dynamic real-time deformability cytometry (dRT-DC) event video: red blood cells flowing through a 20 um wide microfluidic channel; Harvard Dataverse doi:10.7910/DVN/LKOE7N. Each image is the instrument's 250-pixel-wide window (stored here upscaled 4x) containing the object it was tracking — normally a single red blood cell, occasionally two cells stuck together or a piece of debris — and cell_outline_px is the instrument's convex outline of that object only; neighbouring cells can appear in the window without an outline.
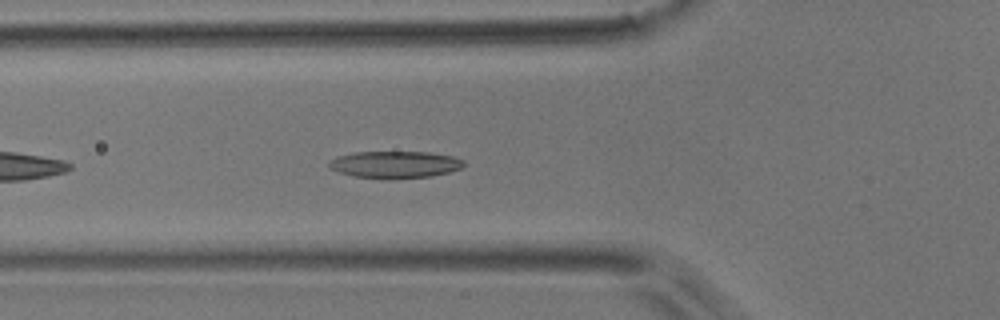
{"species": "common noctule bat (a hibernating species)", "species_latin": "Nyctalus noctula", "temperature_condition": "room temperature", "stored_images_in_passage": 39, "camera_frame_rate_fps": 3000, "um_per_image_px": 0.085, "animal": {"sex": "male", "body_mass_g": 17.9}, "frame": {"image": 1, "passage_image": 6, "time_ms": 1.667, "image_size_px": [1000, 320], "cell_outline_px": [[464, 164], [460, 168], [448, 172], [432, 176], [388, 180], [352, 176], [328, 168], [328, 164], [336, 156], [356, 152], [428, 152], [452, 156], [464, 160]], "centroid_in_image_um": [33.55, 14.0], "position_along_channel_um": 92.3, "area_um2": 21.39}}
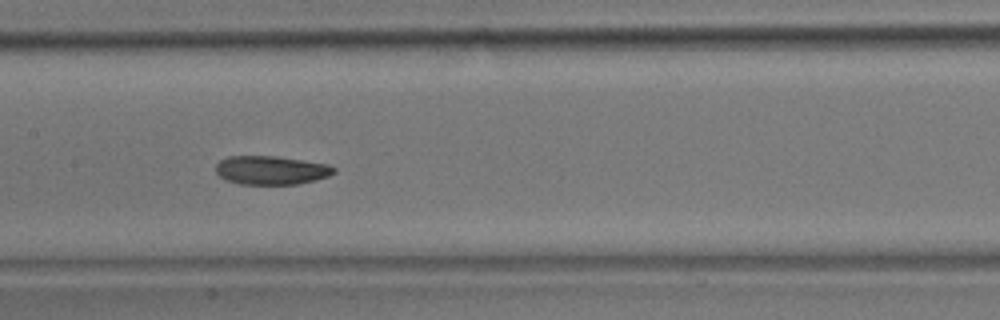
{"frame": {"image": 2, "passage_image": 13, "time_ms": 4.0, "image_size_px": [1000, 320], "cell_outline_px": [[336, 172], [328, 176], [296, 184], [240, 184], [228, 180], [220, 176], [216, 172], [216, 164], [220, 160], [228, 156], [276, 156], [328, 164], [336, 168]], "centroid_in_image_um": [23.04, 14.46], "position_along_channel_um": 184.4, "area_um2": 19.59}}
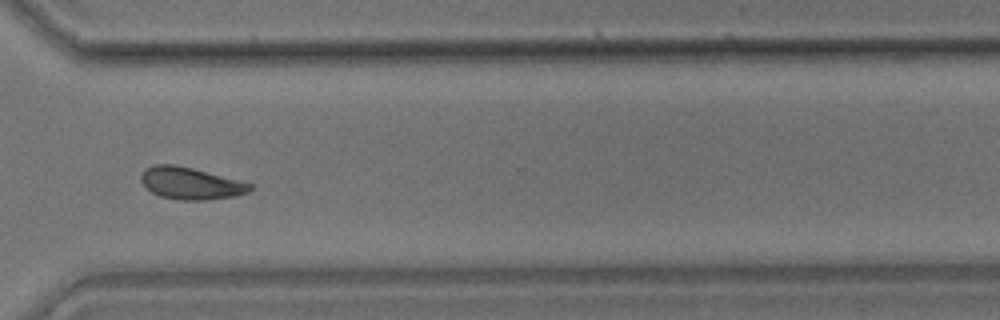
{"frame": {"image": 3, "passage_image": 26, "time_ms": 8.333, "image_size_px": [1000, 320], "cell_outline_px": [[252, 188], [248, 192], [232, 196], [204, 200], [180, 200], [160, 196], [152, 192], [140, 180], [140, 176], [144, 168], [156, 164], [176, 164], [240, 180], [252, 184]], "centroid_in_image_um": [16.18, 15.57], "position_along_channel_um": 354.4, "area_um2": 20.23}, "authors_computed_cell_mechanics": {"area_um2": 20.0566, "velocity_mm_per_s": 3.9216, "shape_relaxation_time_tau1_ms": 2.544, "shape_relaxation_time_tau2_ms": 3.618, "deformation_change_tau1": 0.1202, "deformation_change_tau2": 0.0939}}